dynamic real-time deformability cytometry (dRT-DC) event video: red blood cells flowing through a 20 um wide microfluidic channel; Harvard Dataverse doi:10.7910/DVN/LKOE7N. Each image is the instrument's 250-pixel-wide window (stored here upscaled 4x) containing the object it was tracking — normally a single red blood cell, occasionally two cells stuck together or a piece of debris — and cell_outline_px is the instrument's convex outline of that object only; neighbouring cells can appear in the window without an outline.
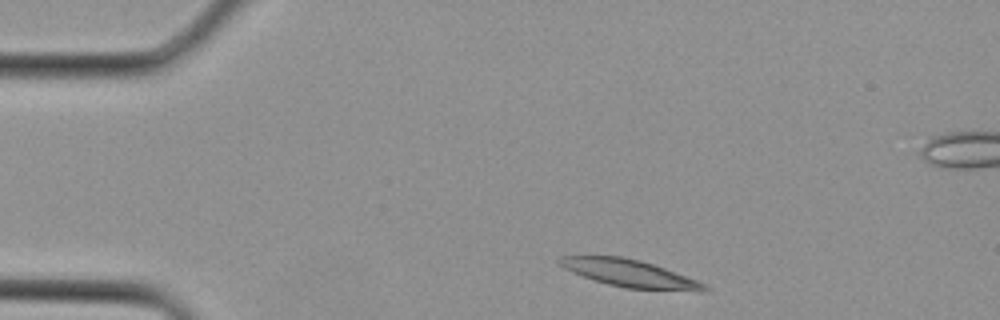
{"species": "Egyptian fruit bat (a non-hibernating species)", "species_latin": "Rousettus aegyptiacus", "temperature_condition": "cold", "stored_images_in_passage": 3, "camera_frame_rate_fps": 3000, "um_per_image_px": 0.085, "animal": {"sex": "female"}, "frame": {"image": 1, "passage_image": 1, "time_ms": 0.0, "image_size_px": [1000, 320], "cell_outline_px": [[712, 288], [704, 292], [700, 292], [624, 288], [608, 284], [572, 272], [564, 268], [556, 260], [560, 256], [624, 256], [640, 260], [664, 268], [696, 280]], "centroid_in_image_um": [53.56, 23.25], "position_along_channel_um": 31.4, "area_um2": 23.06}}